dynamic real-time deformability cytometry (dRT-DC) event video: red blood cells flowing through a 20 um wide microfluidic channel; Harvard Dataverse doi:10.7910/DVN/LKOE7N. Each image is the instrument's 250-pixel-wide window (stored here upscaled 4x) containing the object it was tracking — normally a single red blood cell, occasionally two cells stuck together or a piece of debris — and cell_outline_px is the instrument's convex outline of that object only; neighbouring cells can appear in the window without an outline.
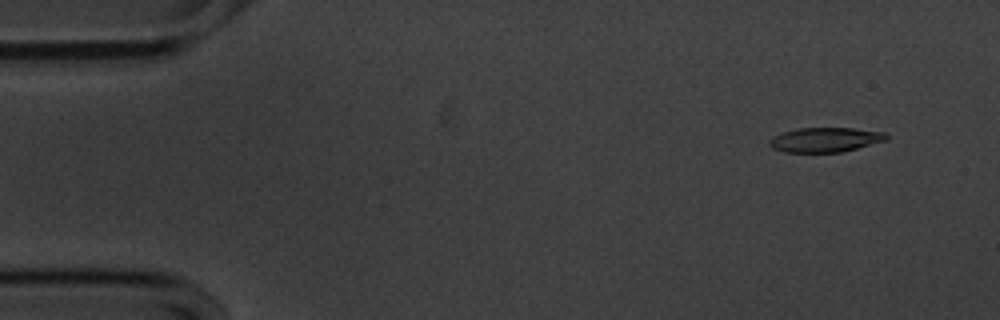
{"species": "common noctule bat (a hibernating species)", "species_latin": "Nyctalus noctula", "temperature_condition": "cold", "stored_images_in_passage": 55, "camera_frame_rate_fps": 3000, "um_per_image_px": 0.085, "animal": {"sex": "male", "body_mass_g": 20.1, "forearm_length_mm": 53.5}, "frame": {"image": 1, "passage_image": 4, "time_ms": 1.0, "image_size_px": [1000, 320], "cell_outline_px": [[888, 140], [840, 152], [784, 152], [772, 148], [768, 144], [768, 140], [772, 136], [796, 128], [852, 128], [884, 132], [888, 136]], "centroid_in_image_um": [70.11, 11.87], "position_along_channel_um": 14.9, "area_um2": 16.76}}
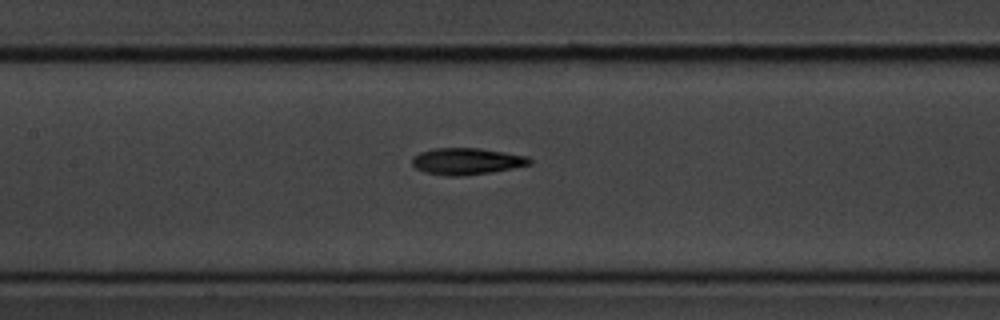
{"frame": {"image": 2, "passage_image": 25, "time_ms": 8.0, "image_size_px": [1000, 320], "cell_outline_px": [[532, 164], [488, 172], [456, 176], [452, 176], [424, 172], [416, 168], [412, 164], [412, 156], [420, 152], [432, 148], [480, 148], [528, 156], [532, 160]], "centroid_in_image_um": [39.64, 13.69], "position_along_channel_um": 167.8, "area_um2": 18.03}}
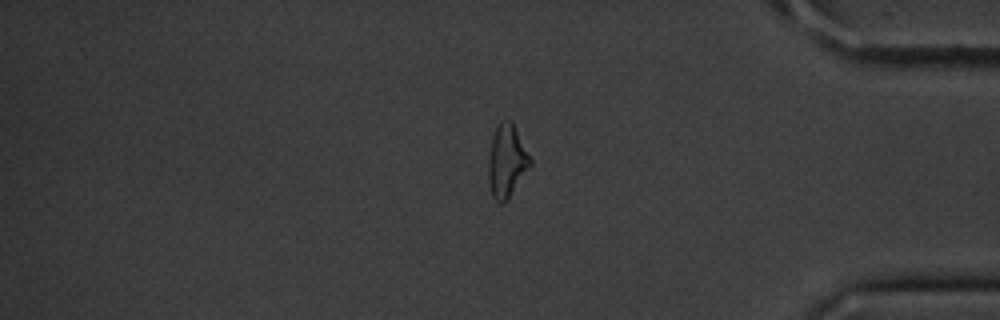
{"frame": {"image": 3, "passage_image": 46, "time_ms": 15.0, "image_size_px": [1000, 320], "cell_outline_px": [[532, 164], [508, 200], [504, 204], [500, 204], [492, 196], [488, 184], [488, 156], [492, 136], [500, 120], [512, 120], [532, 160]], "centroid_in_image_um": [43.06, 13.71], "position_along_channel_um": 392.1, "area_um2": 18.09}, "authors_computed_cell_mechanics": {"area_um2": 17.8602, "velocity_mm_per_s": 3.5698, "shape_relaxation_time_tau1_ms": 3.6717, "shape_relaxation_time_tau2_ms": 4.1921, "deformation_change_tau1": 0.1784, "deformation_change_tau2": 0.1399}}